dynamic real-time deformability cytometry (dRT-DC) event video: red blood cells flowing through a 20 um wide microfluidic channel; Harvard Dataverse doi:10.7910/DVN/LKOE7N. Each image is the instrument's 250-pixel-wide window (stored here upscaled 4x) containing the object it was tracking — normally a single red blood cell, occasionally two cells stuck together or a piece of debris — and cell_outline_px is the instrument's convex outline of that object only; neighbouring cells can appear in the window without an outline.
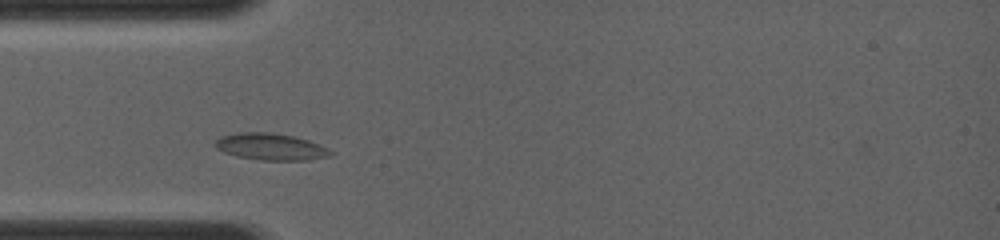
{"species": "common noctule bat (a hibernating species)", "species_latin": "Nyctalus noctula", "temperature_condition": "room temperature", "stored_images_in_passage": 26, "camera_frame_rate_fps": 4000, "um_per_image_px": 0.085, "animal": {"sex": "female", "body_mass_g": 19.0, "forearm_length_mm": 56.7}, "frame": {"image": 1, "passage_image": 4, "time_ms": 1.0, "image_size_px": [1000, 240], "cell_outline_px": [[332, 152], [328, 156], [308, 160], [264, 160], [240, 156], [224, 152], [216, 148], [216, 140], [224, 136], [244, 132], [264, 132], [292, 136], [316, 144]], "centroid_in_image_um": [22.97, 12.48], "position_along_channel_um": 62.0, "area_um2": 17.11}}
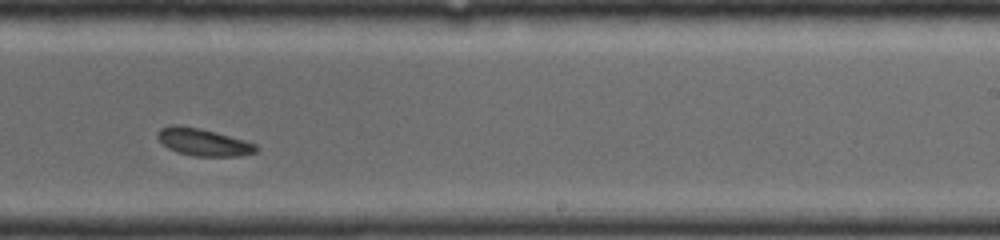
{"frame": {"image": 2, "passage_image": 17, "time_ms": 5.75, "image_size_px": [1000, 240], "cell_outline_px": [[256, 152], [236, 156], [196, 156], [180, 152], [168, 148], [160, 140], [160, 128], [172, 124], [180, 124], [200, 128], [244, 140], [256, 144]], "centroid_in_image_um": [17.29, 12.06], "position_along_channel_um": 271.7, "area_um2": 15.26}}
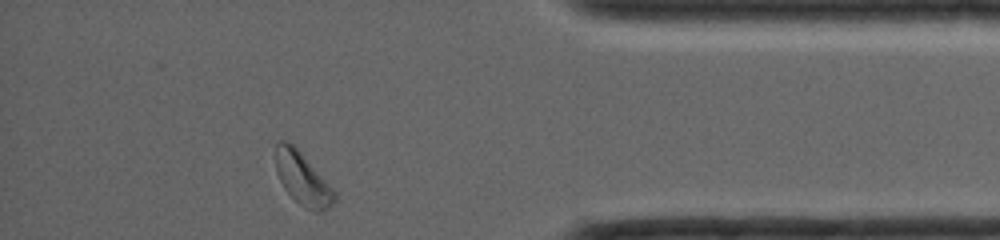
{"frame": {"image": 3, "passage_image": 26, "time_ms": 9.25, "image_size_px": [1000, 240], "cell_outline_px": [[336, 200], [328, 208], [320, 212], [312, 212], [304, 208], [284, 188], [276, 172], [276, 144], [280, 140], [284, 140], [292, 144], [296, 148], [336, 192]], "centroid_in_image_um": [25.72, 15.23], "position_along_channel_um": 409.5, "area_um2": 17.63}}